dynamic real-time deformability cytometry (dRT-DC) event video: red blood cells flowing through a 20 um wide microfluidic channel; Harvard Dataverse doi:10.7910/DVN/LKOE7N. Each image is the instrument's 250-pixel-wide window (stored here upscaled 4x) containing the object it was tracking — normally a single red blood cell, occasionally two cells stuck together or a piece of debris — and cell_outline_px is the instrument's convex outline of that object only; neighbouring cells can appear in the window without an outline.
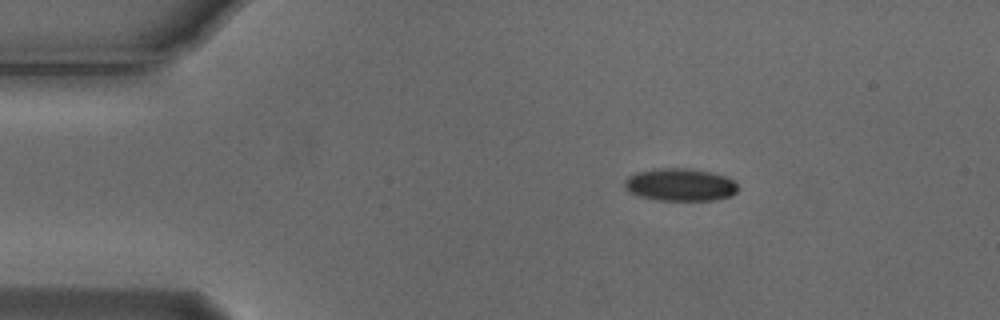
{"species": "Egyptian fruit bat (a non-hibernating species)", "species_latin": "Rousettus aegyptiacus", "temperature_condition": "cold", "stored_images_in_passage": 6, "camera_frame_rate_fps": 3000, "um_per_image_px": 0.085, "animal": {"sex": "male"}, "frame": {"image": 1, "passage_image": 2, "time_ms": 0.333, "image_size_px": [1000, 320], "cell_outline_px": [[736, 192], [732, 196], [712, 200], [656, 200], [640, 196], [628, 192], [624, 188], [624, 180], [628, 176], [636, 172], [660, 168], [692, 168], [712, 172], [736, 180]], "centroid_in_image_um": [57.8, 15.69], "position_along_channel_um": 27.2, "area_um2": 21.73}}
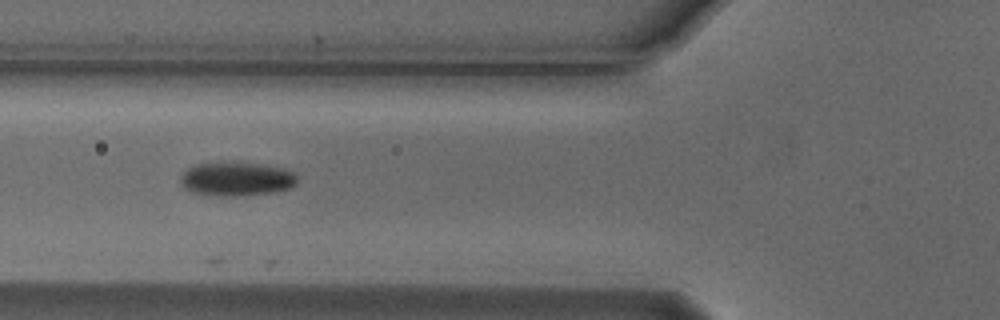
{"frame": {"image": 2, "passage_image": 5, "time_ms": 1.333, "image_size_px": [1000, 320], "cell_outline_px": [[296, 184], [292, 188], [272, 192], [244, 196], [212, 196], [192, 192], [184, 188], [180, 180], [180, 176], [188, 168], [196, 164], [236, 160], [280, 168], [292, 172], [296, 176]], "centroid_in_image_um": [20.06, 15.2], "position_along_channel_um": 105.7, "area_um2": 23.47}}